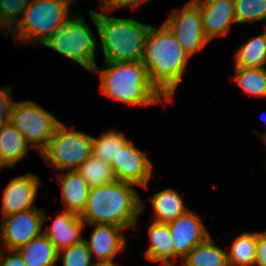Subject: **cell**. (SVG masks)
Returning a JSON list of instances; mask_svg holds the SVG:
<instances>
[{
    "label": "cell",
    "mask_w": 266,
    "mask_h": 266,
    "mask_svg": "<svg viewBox=\"0 0 266 266\" xmlns=\"http://www.w3.org/2000/svg\"><path fill=\"white\" fill-rule=\"evenodd\" d=\"M209 236L196 245L182 260L183 266H228L226 251L213 243Z\"/></svg>",
    "instance_id": "22"
},
{
    "label": "cell",
    "mask_w": 266,
    "mask_h": 266,
    "mask_svg": "<svg viewBox=\"0 0 266 266\" xmlns=\"http://www.w3.org/2000/svg\"><path fill=\"white\" fill-rule=\"evenodd\" d=\"M41 182L38 176L31 172L11 179L3 189L2 207L0 208L2 217L36 209L33 204Z\"/></svg>",
    "instance_id": "14"
},
{
    "label": "cell",
    "mask_w": 266,
    "mask_h": 266,
    "mask_svg": "<svg viewBox=\"0 0 266 266\" xmlns=\"http://www.w3.org/2000/svg\"><path fill=\"white\" fill-rule=\"evenodd\" d=\"M234 3L238 24L266 21V0H234Z\"/></svg>",
    "instance_id": "29"
},
{
    "label": "cell",
    "mask_w": 266,
    "mask_h": 266,
    "mask_svg": "<svg viewBox=\"0 0 266 266\" xmlns=\"http://www.w3.org/2000/svg\"><path fill=\"white\" fill-rule=\"evenodd\" d=\"M32 147L14 125L8 121L0 126V166L13 168L26 157Z\"/></svg>",
    "instance_id": "19"
},
{
    "label": "cell",
    "mask_w": 266,
    "mask_h": 266,
    "mask_svg": "<svg viewBox=\"0 0 266 266\" xmlns=\"http://www.w3.org/2000/svg\"><path fill=\"white\" fill-rule=\"evenodd\" d=\"M92 137L60 122L40 155L54 170H76L92 155Z\"/></svg>",
    "instance_id": "7"
},
{
    "label": "cell",
    "mask_w": 266,
    "mask_h": 266,
    "mask_svg": "<svg viewBox=\"0 0 266 266\" xmlns=\"http://www.w3.org/2000/svg\"><path fill=\"white\" fill-rule=\"evenodd\" d=\"M148 235L150 246L144 253L145 257L151 262H161L163 266H175L174 243L168 224L152 220Z\"/></svg>",
    "instance_id": "18"
},
{
    "label": "cell",
    "mask_w": 266,
    "mask_h": 266,
    "mask_svg": "<svg viewBox=\"0 0 266 266\" xmlns=\"http://www.w3.org/2000/svg\"><path fill=\"white\" fill-rule=\"evenodd\" d=\"M59 259L62 260V266H96L84 241L60 251Z\"/></svg>",
    "instance_id": "30"
},
{
    "label": "cell",
    "mask_w": 266,
    "mask_h": 266,
    "mask_svg": "<svg viewBox=\"0 0 266 266\" xmlns=\"http://www.w3.org/2000/svg\"><path fill=\"white\" fill-rule=\"evenodd\" d=\"M80 14H70L57 27L44 46L77 62L92 73L95 66V51L98 40Z\"/></svg>",
    "instance_id": "6"
},
{
    "label": "cell",
    "mask_w": 266,
    "mask_h": 266,
    "mask_svg": "<svg viewBox=\"0 0 266 266\" xmlns=\"http://www.w3.org/2000/svg\"><path fill=\"white\" fill-rule=\"evenodd\" d=\"M8 252L10 255H5L0 249V266H26L16 250H9Z\"/></svg>",
    "instance_id": "34"
},
{
    "label": "cell",
    "mask_w": 266,
    "mask_h": 266,
    "mask_svg": "<svg viewBox=\"0 0 266 266\" xmlns=\"http://www.w3.org/2000/svg\"><path fill=\"white\" fill-rule=\"evenodd\" d=\"M96 266H119V265H96Z\"/></svg>",
    "instance_id": "36"
},
{
    "label": "cell",
    "mask_w": 266,
    "mask_h": 266,
    "mask_svg": "<svg viewBox=\"0 0 266 266\" xmlns=\"http://www.w3.org/2000/svg\"><path fill=\"white\" fill-rule=\"evenodd\" d=\"M253 36L234 53L235 67L264 68L266 64V28Z\"/></svg>",
    "instance_id": "23"
},
{
    "label": "cell",
    "mask_w": 266,
    "mask_h": 266,
    "mask_svg": "<svg viewBox=\"0 0 266 266\" xmlns=\"http://www.w3.org/2000/svg\"><path fill=\"white\" fill-rule=\"evenodd\" d=\"M89 10L88 14L97 28L103 50L104 62L141 61L144 43L151 25L140 23L133 18H115L111 12Z\"/></svg>",
    "instance_id": "4"
},
{
    "label": "cell",
    "mask_w": 266,
    "mask_h": 266,
    "mask_svg": "<svg viewBox=\"0 0 266 266\" xmlns=\"http://www.w3.org/2000/svg\"><path fill=\"white\" fill-rule=\"evenodd\" d=\"M133 184L118 180L91 187L84 210L79 214L85 224L136 228L145 206Z\"/></svg>",
    "instance_id": "2"
},
{
    "label": "cell",
    "mask_w": 266,
    "mask_h": 266,
    "mask_svg": "<svg viewBox=\"0 0 266 266\" xmlns=\"http://www.w3.org/2000/svg\"><path fill=\"white\" fill-rule=\"evenodd\" d=\"M58 182L61 188L63 210L80 214L85 207L89 195L90 186L76 170H65L58 174Z\"/></svg>",
    "instance_id": "17"
},
{
    "label": "cell",
    "mask_w": 266,
    "mask_h": 266,
    "mask_svg": "<svg viewBox=\"0 0 266 266\" xmlns=\"http://www.w3.org/2000/svg\"><path fill=\"white\" fill-rule=\"evenodd\" d=\"M0 243L7 251L17 250L43 233L46 215L41 208L0 217Z\"/></svg>",
    "instance_id": "10"
},
{
    "label": "cell",
    "mask_w": 266,
    "mask_h": 266,
    "mask_svg": "<svg viewBox=\"0 0 266 266\" xmlns=\"http://www.w3.org/2000/svg\"><path fill=\"white\" fill-rule=\"evenodd\" d=\"M232 79L246 94L266 98V68L235 67Z\"/></svg>",
    "instance_id": "26"
},
{
    "label": "cell",
    "mask_w": 266,
    "mask_h": 266,
    "mask_svg": "<svg viewBox=\"0 0 266 266\" xmlns=\"http://www.w3.org/2000/svg\"><path fill=\"white\" fill-rule=\"evenodd\" d=\"M256 266H266V232H257Z\"/></svg>",
    "instance_id": "33"
},
{
    "label": "cell",
    "mask_w": 266,
    "mask_h": 266,
    "mask_svg": "<svg viewBox=\"0 0 266 266\" xmlns=\"http://www.w3.org/2000/svg\"><path fill=\"white\" fill-rule=\"evenodd\" d=\"M92 73H100L101 93L128 105L166 104L169 100L150 81L147 68L137 62H103Z\"/></svg>",
    "instance_id": "3"
},
{
    "label": "cell",
    "mask_w": 266,
    "mask_h": 266,
    "mask_svg": "<svg viewBox=\"0 0 266 266\" xmlns=\"http://www.w3.org/2000/svg\"><path fill=\"white\" fill-rule=\"evenodd\" d=\"M80 216L74 212L62 210L57 213L52 225L43 233L54 245L55 250L60 251L78 244L84 240L82 231L86 228Z\"/></svg>",
    "instance_id": "16"
},
{
    "label": "cell",
    "mask_w": 266,
    "mask_h": 266,
    "mask_svg": "<svg viewBox=\"0 0 266 266\" xmlns=\"http://www.w3.org/2000/svg\"><path fill=\"white\" fill-rule=\"evenodd\" d=\"M16 251L26 266H55L58 261V252L44 233Z\"/></svg>",
    "instance_id": "21"
},
{
    "label": "cell",
    "mask_w": 266,
    "mask_h": 266,
    "mask_svg": "<svg viewBox=\"0 0 266 266\" xmlns=\"http://www.w3.org/2000/svg\"><path fill=\"white\" fill-rule=\"evenodd\" d=\"M257 232H243L232 242L226 252L228 266L255 265Z\"/></svg>",
    "instance_id": "24"
},
{
    "label": "cell",
    "mask_w": 266,
    "mask_h": 266,
    "mask_svg": "<svg viewBox=\"0 0 266 266\" xmlns=\"http://www.w3.org/2000/svg\"><path fill=\"white\" fill-rule=\"evenodd\" d=\"M149 0H101L100 10L114 12L124 7H132L133 9L140 7L142 4Z\"/></svg>",
    "instance_id": "32"
},
{
    "label": "cell",
    "mask_w": 266,
    "mask_h": 266,
    "mask_svg": "<svg viewBox=\"0 0 266 266\" xmlns=\"http://www.w3.org/2000/svg\"><path fill=\"white\" fill-rule=\"evenodd\" d=\"M129 140L121 131L108 130L100 137H92V155L111 164Z\"/></svg>",
    "instance_id": "25"
},
{
    "label": "cell",
    "mask_w": 266,
    "mask_h": 266,
    "mask_svg": "<svg viewBox=\"0 0 266 266\" xmlns=\"http://www.w3.org/2000/svg\"><path fill=\"white\" fill-rule=\"evenodd\" d=\"M75 0H31L18 24L8 33L20 44H44L70 14Z\"/></svg>",
    "instance_id": "5"
},
{
    "label": "cell",
    "mask_w": 266,
    "mask_h": 266,
    "mask_svg": "<svg viewBox=\"0 0 266 266\" xmlns=\"http://www.w3.org/2000/svg\"><path fill=\"white\" fill-rule=\"evenodd\" d=\"M174 243V262L184 257L210 235L200 216L190 209L168 223ZM176 259V260H175Z\"/></svg>",
    "instance_id": "13"
},
{
    "label": "cell",
    "mask_w": 266,
    "mask_h": 266,
    "mask_svg": "<svg viewBox=\"0 0 266 266\" xmlns=\"http://www.w3.org/2000/svg\"><path fill=\"white\" fill-rule=\"evenodd\" d=\"M30 1L0 0V31L3 30L6 36L21 20Z\"/></svg>",
    "instance_id": "28"
},
{
    "label": "cell",
    "mask_w": 266,
    "mask_h": 266,
    "mask_svg": "<svg viewBox=\"0 0 266 266\" xmlns=\"http://www.w3.org/2000/svg\"><path fill=\"white\" fill-rule=\"evenodd\" d=\"M152 204L153 221L168 224L189 208L184 205L182 196L173 188H166L148 198Z\"/></svg>",
    "instance_id": "20"
},
{
    "label": "cell",
    "mask_w": 266,
    "mask_h": 266,
    "mask_svg": "<svg viewBox=\"0 0 266 266\" xmlns=\"http://www.w3.org/2000/svg\"><path fill=\"white\" fill-rule=\"evenodd\" d=\"M116 180L148 189L153 164L147 154L129 140L110 164Z\"/></svg>",
    "instance_id": "11"
},
{
    "label": "cell",
    "mask_w": 266,
    "mask_h": 266,
    "mask_svg": "<svg viewBox=\"0 0 266 266\" xmlns=\"http://www.w3.org/2000/svg\"><path fill=\"white\" fill-rule=\"evenodd\" d=\"M94 226L90 240L84 238V242L91 254V258L95 256L98 260L96 265H119L114 262V258L122 255L127 248V241L124 228L114 225L101 224H85Z\"/></svg>",
    "instance_id": "12"
},
{
    "label": "cell",
    "mask_w": 266,
    "mask_h": 266,
    "mask_svg": "<svg viewBox=\"0 0 266 266\" xmlns=\"http://www.w3.org/2000/svg\"><path fill=\"white\" fill-rule=\"evenodd\" d=\"M9 121L38 154L46 149L56 126L61 122L45 108L29 100L13 102Z\"/></svg>",
    "instance_id": "8"
},
{
    "label": "cell",
    "mask_w": 266,
    "mask_h": 266,
    "mask_svg": "<svg viewBox=\"0 0 266 266\" xmlns=\"http://www.w3.org/2000/svg\"><path fill=\"white\" fill-rule=\"evenodd\" d=\"M259 135L262 137V139L264 140L265 144H266V132L265 133H260Z\"/></svg>",
    "instance_id": "35"
},
{
    "label": "cell",
    "mask_w": 266,
    "mask_h": 266,
    "mask_svg": "<svg viewBox=\"0 0 266 266\" xmlns=\"http://www.w3.org/2000/svg\"><path fill=\"white\" fill-rule=\"evenodd\" d=\"M76 171L90 187L109 184L116 180L111 165L94 155L88 157Z\"/></svg>",
    "instance_id": "27"
},
{
    "label": "cell",
    "mask_w": 266,
    "mask_h": 266,
    "mask_svg": "<svg viewBox=\"0 0 266 266\" xmlns=\"http://www.w3.org/2000/svg\"><path fill=\"white\" fill-rule=\"evenodd\" d=\"M190 58L164 24L159 28L150 26L141 62L147 68L150 81L169 101L182 82Z\"/></svg>",
    "instance_id": "1"
},
{
    "label": "cell",
    "mask_w": 266,
    "mask_h": 266,
    "mask_svg": "<svg viewBox=\"0 0 266 266\" xmlns=\"http://www.w3.org/2000/svg\"><path fill=\"white\" fill-rule=\"evenodd\" d=\"M11 86L0 88V126L9 121L11 107L13 104L11 94Z\"/></svg>",
    "instance_id": "31"
},
{
    "label": "cell",
    "mask_w": 266,
    "mask_h": 266,
    "mask_svg": "<svg viewBox=\"0 0 266 266\" xmlns=\"http://www.w3.org/2000/svg\"><path fill=\"white\" fill-rule=\"evenodd\" d=\"M199 7L202 26L209 41L230 33L236 24L234 0H193Z\"/></svg>",
    "instance_id": "15"
},
{
    "label": "cell",
    "mask_w": 266,
    "mask_h": 266,
    "mask_svg": "<svg viewBox=\"0 0 266 266\" xmlns=\"http://www.w3.org/2000/svg\"><path fill=\"white\" fill-rule=\"evenodd\" d=\"M163 24L190 57L210 42L203 31L199 7L193 0L187 2L181 11L173 10Z\"/></svg>",
    "instance_id": "9"
}]
</instances>
